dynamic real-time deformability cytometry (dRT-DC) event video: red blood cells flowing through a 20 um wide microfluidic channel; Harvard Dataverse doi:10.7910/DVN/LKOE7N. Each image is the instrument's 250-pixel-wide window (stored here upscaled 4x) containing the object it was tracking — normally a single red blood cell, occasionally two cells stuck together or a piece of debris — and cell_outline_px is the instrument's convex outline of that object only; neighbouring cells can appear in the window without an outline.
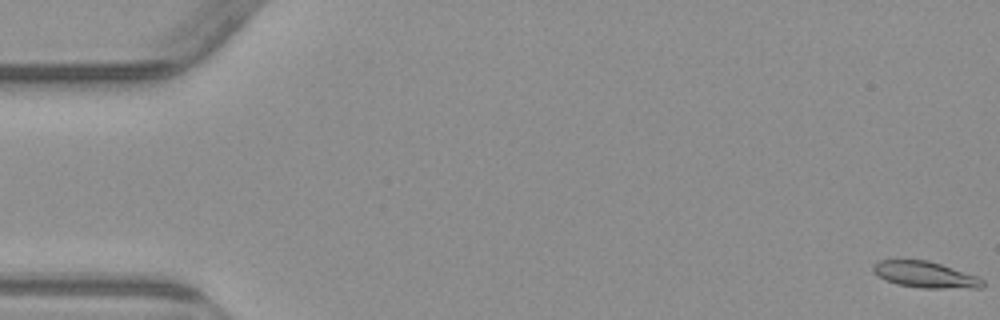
{"species": "common noctule bat (a hibernating species)", "species_latin": "Nyctalus noctula", "temperature_condition": "warm", "stored_images_in_passage": 5, "camera_frame_rate_fps": 3000, "um_per_image_px": 0.085, "animal": {"sex": "male", "body_mass_g": 23.1, "forearm_length_mm": 52.7}, "frame": {"image": 1, "passage_image": 1, "time_ms": 0.0, "image_size_px": [1000, 320], "cell_outline_px": [[984, 288], [920, 288], [896, 284], [884, 280], [872, 272], [872, 264], [880, 260], [928, 260], [976, 276], [984, 280]], "centroid_in_image_um": [78.6, 23.35], "position_along_channel_um": 6.4, "area_um2": 16.82}}